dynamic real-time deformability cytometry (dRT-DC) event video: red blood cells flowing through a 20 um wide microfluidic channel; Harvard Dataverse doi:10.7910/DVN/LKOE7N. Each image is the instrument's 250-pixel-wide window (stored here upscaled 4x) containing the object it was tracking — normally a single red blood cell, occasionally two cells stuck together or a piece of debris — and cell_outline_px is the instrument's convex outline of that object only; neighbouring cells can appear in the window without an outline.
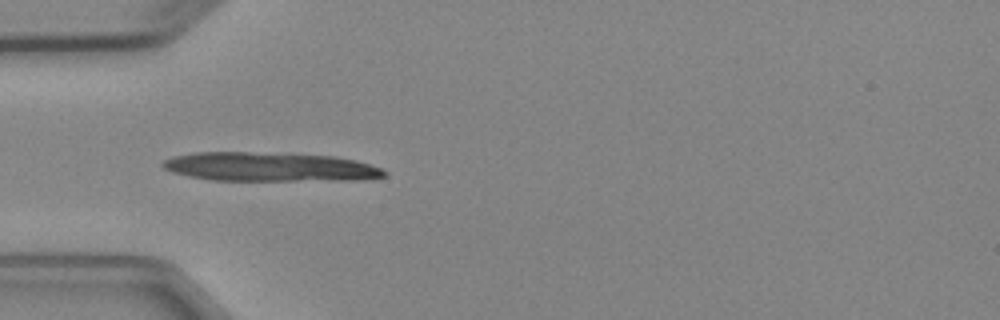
{"species": "Egyptian fruit bat (a non-hibernating species)", "species_latin": "Rousettus aegyptiacus", "temperature_condition": "cold", "stored_images_in_passage": 6, "camera_frame_rate_fps": 3000, "um_per_image_px": 0.085, "animal": {"sex": "female"}, "frame": {"image": 1, "passage_image": 5, "time_ms": 4.667, "image_size_px": [1000, 320], "cell_outline_px": [[388, 172], [384, 176], [356, 180], [212, 180], [188, 176], [172, 172], [164, 168], [160, 164], [164, 160], [172, 156], [192, 152], [248, 152], [336, 156], [356, 160], [380, 168]], "centroid_in_image_um": [22.88, 14.18], "position_along_channel_um": 62.1, "area_um2": 37.34}}